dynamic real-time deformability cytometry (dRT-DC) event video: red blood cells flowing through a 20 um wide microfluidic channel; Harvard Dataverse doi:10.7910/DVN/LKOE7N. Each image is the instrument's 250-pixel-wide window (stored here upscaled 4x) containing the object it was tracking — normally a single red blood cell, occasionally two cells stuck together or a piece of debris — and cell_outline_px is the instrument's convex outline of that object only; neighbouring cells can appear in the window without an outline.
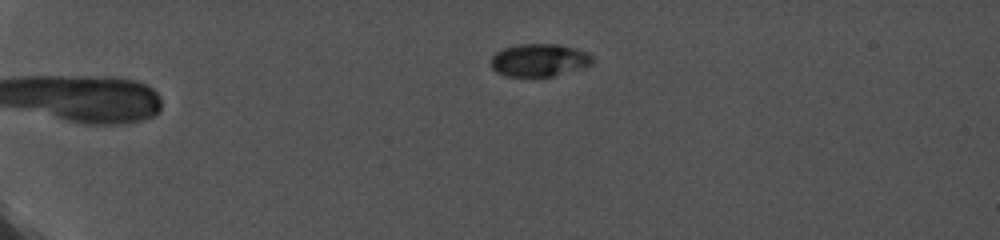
{"species": "common noctule bat (a hibernating species)", "species_latin": "Nyctalus noctula", "temperature_condition": "cold", "stored_images_in_passage": 65, "camera_frame_rate_fps": 5000, "um_per_image_px": 0.085, "animal": {"sex": "female", "body_mass_g": 19.0, "forearm_length_mm": 56.7}, "frame": {"image": 1, "passage_image": 1, "time_ms": 0.0, "image_size_px": [1000, 240], "cell_outline_px": [[592, 64], [580, 68], [552, 76], [508, 76], [496, 72], [492, 68], [492, 56], [496, 52], [504, 48], [516, 44], [560, 44], [576, 48], [588, 52], [592, 56]], "centroid_in_image_um": [45.83, 5.09], "position_along_channel_um": 39.2, "area_um2": 19.25}}
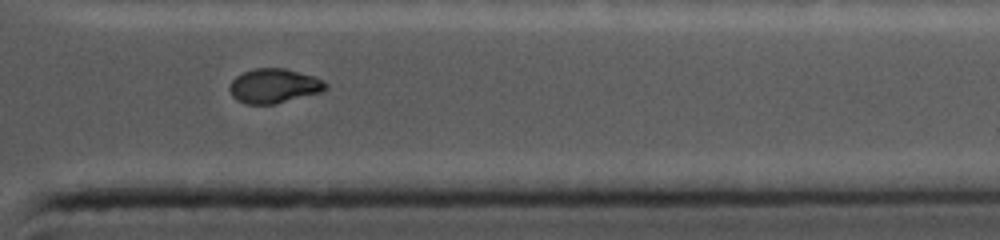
{"frame": {"image": 2, "passage_image": 57, "time_ms": 11.2, "image_size_px": [1000, 240], "cell_outline_px": [[328, 88], [324, 92], [276, 104], [244, 104], [236, 100], [232, 96], [228, 88], [232, 80], [236, 76], [252, 68], [284, 68], [316, 76], [324, 80], [328, 84]], "centroid_in_image_um": [23.33, 7.31], "position_along_channel_um": 388.1, "area_um2": 19.77}}
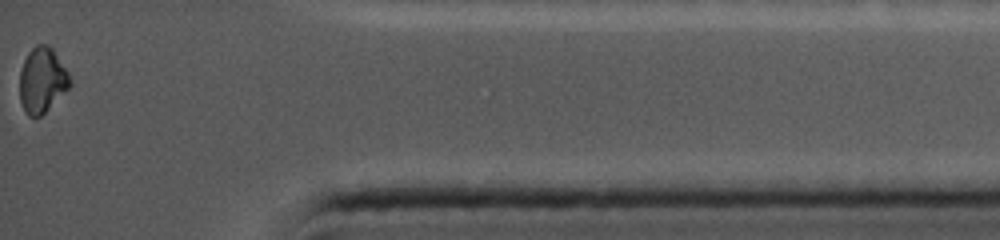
{"frame": {"image": 3, "passage_image": 65, "time_ms": 12.8, "image_size_px": [1000, 240], "cell_outline_px": [[72, 84], [40, 116], [28, 116], [24, 112], [20, 100], [20, 72], [24, 60], [28, 52], [36, 44], [48, 44], [52, 48], [68, 72]], "centroid_in_image_um": [3.57, 6.79], "position_along_channel_um": 431.6, "area_um2": 18.9}}